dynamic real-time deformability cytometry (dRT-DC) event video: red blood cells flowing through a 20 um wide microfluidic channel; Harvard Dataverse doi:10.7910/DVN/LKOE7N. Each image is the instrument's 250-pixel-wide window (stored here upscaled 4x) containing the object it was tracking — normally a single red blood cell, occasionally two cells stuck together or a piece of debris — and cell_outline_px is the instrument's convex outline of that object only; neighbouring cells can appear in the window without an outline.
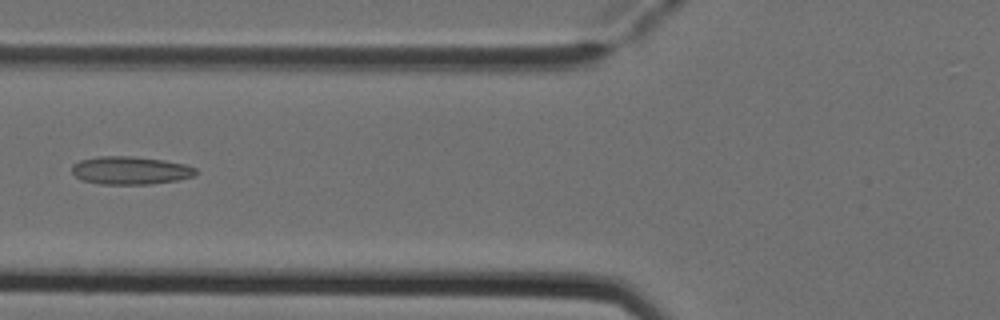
{"species": "Egyptian fruit bat (a non-hibernating species)", "species_latin": "Rousettus aegyptiacus", "temperature_condition": "cold", "stored_images_in_passage": 3, "camera_frame_rate_fps": 3000, "um_per_image_px": 0.085, "animal": {"sex": "female"}, "frame": {"image": 1, "passage_image": 3, "time_ms": 0.667, "image_size_px": [1000, 320], "cell_outline_px": [[196, 176], [176, 180], [152, 184], [100, 184], [84, 180], [76, 176], [72, 172], [72, 164], [80, 160], [96, 156], [132, 156], [164, 160], [184, 164], [196, 168]], "centroid_in_image_um": [11.08, 14.48], "position_along_channel_um": 114.7, "area_um2": 20.23}}